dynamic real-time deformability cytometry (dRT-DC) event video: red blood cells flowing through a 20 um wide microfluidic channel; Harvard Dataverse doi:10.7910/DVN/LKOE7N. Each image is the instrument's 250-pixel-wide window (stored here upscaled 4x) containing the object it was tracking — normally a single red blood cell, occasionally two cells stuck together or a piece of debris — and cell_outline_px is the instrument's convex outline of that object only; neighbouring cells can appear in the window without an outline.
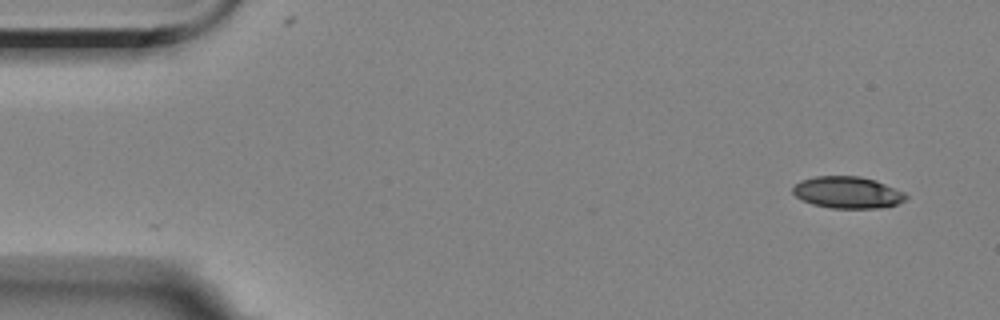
{"species": "Egyptian fruit bat (a non-hibernating species)", "species_latin": "Rousettus aegyptiacus", "temperature_condition": "room temperature", "stored_images_in_passage": 2, "camera_frame_rate_fps": 3000, "um_per_image_px": 0.085, "animal": {"sex": "female"}, "frame": {"image": 1, "passage_image": 2, "time_ms": 1.0, "image_size_px": [1000, 320], "cell_outline_px": [[908, 196], [904, 200], [896, 204], [880, 208], [828, 208], [812, 204], [800, 200], [792, 192], [792, 188], [800, 180], [816, 176], [860, 176], [876, 180], [904, 192]], "centroid_in_image_um": [72.01, 16.36], "position_along_channel_um": 13.0, "area_um2": 21.04}}